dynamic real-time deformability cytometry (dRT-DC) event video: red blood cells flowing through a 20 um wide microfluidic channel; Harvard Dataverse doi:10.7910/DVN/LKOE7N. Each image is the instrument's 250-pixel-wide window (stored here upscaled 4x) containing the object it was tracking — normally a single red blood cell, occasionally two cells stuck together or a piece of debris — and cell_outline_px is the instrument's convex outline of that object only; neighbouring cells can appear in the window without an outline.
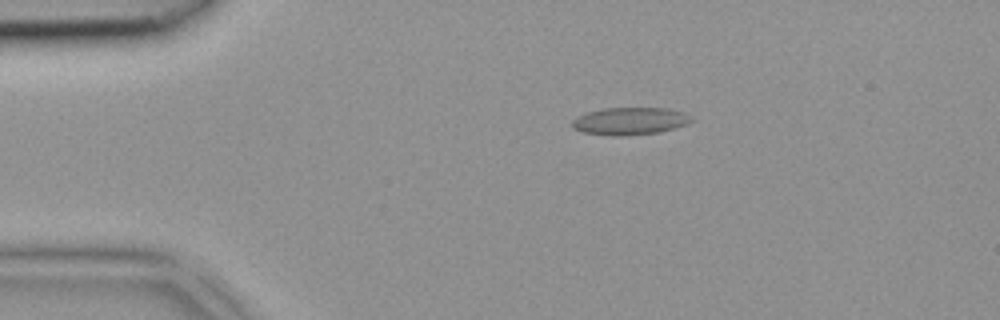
{"species": "common noctule bat (a hibernating species)", "species_latin": "Nyctalus noctula", "temperature_condition": "room temperature", "stored_images_in_passage": 4, "camera_frame_rate_fps": 3000, "um_per_image_px": 0.085, "animal": {"sex": "female", "body_mass_g": 18.4}, "frame": {"image": 1, "passage_image": 3, "time_ms": 0.667, "image_size_px": [1000, 320], "cell_outline_px": [[696, 120], [688, 124], [656, 132], [620, 136], [612, 136], [584, 132], [572, 128], [572, 120], [576, 116], [588, 112], [604, 108], [664, 108], [684, 112]], "centroid_in_image_um": [53.53, 10.28], "position_along_channel_um": 31.5, "area_um2": 18.96}}
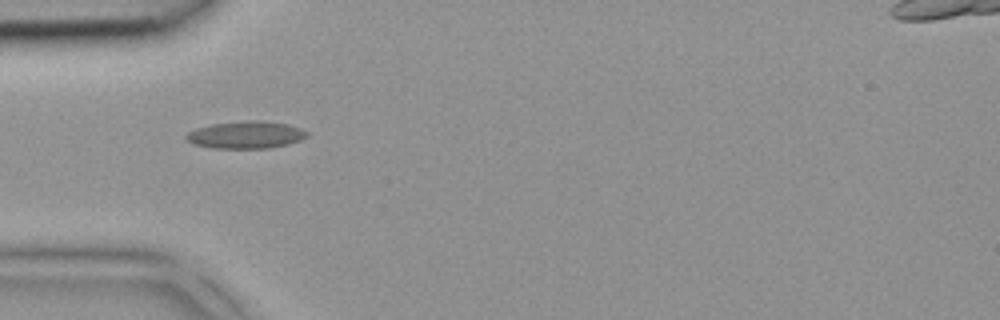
{"frame": {"image": 2, "passage_image": 4, "time_ms": 1.0, "image_size_px": [1000, 320], "cell_outline_px": [[308, 136], [300, 140], [288, 144], [268, 148], [212, 148], [192, 144], [184, 136], [188, 132], [196, 128], [212, 124], [252, 120], [260, 120], [288, 124], [300, 128], [308, 132]], "centroid_in_image_um": [20.9, 11.46], "position_along_channel_um": 64.1, "area_um2": 19.19}}